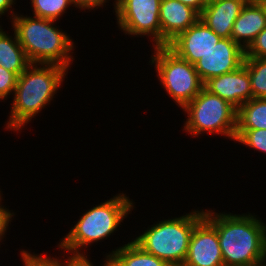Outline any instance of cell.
Wrapping results in <instances>:
<instances>
[{
	"instance_id": "obj_13",
	"label": "cell",
	"mask_w": 266,
	"mask_h": 266,
	"mask_svg": "<svg viewBox=\"0 0 266 266\" xmlns=\"http://www.w3.org/2000/svg\"><path fill=\"white\" fill-rule=\"evenodd\" d=\"M200 19V14L178 0H161L159 20L161 46H167L177 35Z\"/></svg>"
},
{
	"instance_id": "obj_8",
	"label": "cell",
	"mask_w": 266,
	"mask_h": 266,
	"mask_svg": "<svg viewBox=\"0 0 266 266\" xmlns=\"http://www.w3.org/2000/svg\"><path fill=\"white\" fill-rule=\"evenodd\" d=\"M160 4L161 0H116L120 29L130 35H152L155 46H161Z\"/></svg>"
},
{
	"instance_id": "obj_3",
	"label": "cell",
	"mask_w": 266,
	"mask_h": 266,
	"mask_svg": "<svg viewBox=\"0 0 266 266\" xmlns=\"http://www.w3.org/2000/svg\"><path fill=\"white\" fill-rule=\"evenodd\" d=\"M12 27L30 63L56 64L69 68L73 42L55 28L54 20L13 15Z\"/></svg>"
},
{
	"instance_id": "obj_25",
	"label": "cell",
	"mask_w": 266,
	"mask_h": 266,
	"mask_svg": "<svg viewBox=\"0 0 266 266\" xmlns=\"http://www.w3.org/2000/svg\"><path fill=\"white\" fill-rule=\"evenodd\" d=\"M106 263L103 266H113L112 260L109 255L106 256ZM69 266H93L90 260L87 259V256H70V265Z\"/></svg>"
},
{
	"instance_id": "obj_16",
	"label": "cell",
	"mask_w": 266,
	"mask_h": 266,
	"mask_svg": "<svg viewBox=\"0 0 266 266\" xmlns=\"http://www.w3.org/2000/svg\"><path fill=\"white\" fill-rule=\"evenodd\" d=\"M30 64L16 33L12 40L0 27V66L19 77Z\"/></svg>"
},
{
	"instance_id": "obj_17",
	"label": "cell",
	"mask_w": 266,
	"mask_h": 266,
	"mask_svg": "<svg viewBox=\"0 0 266 266\" xmlns=\"http://www.w3.org/2000/svg\"><path fill=\"white\" fill-rule=\"evenodd\" d=\"M113 266H169L165 261L145 252L131 241L109 254Z\"/></svg>"
},
{
	"instance_id": "obj_18",
	"label": "cell",
	"mask_w": 266,
	"mask_h": 266,
	"mask_svg": "<svg viewBox=\"0 0 266 266\" xmlns=\"http://www.w3.org/2000/svg\"><path fill=\"white\" fill-rule=\"evenodd\" d=\"M237 129H266V98H253L238 108Z\"/></svg>"
},
{
	"instance_id": "obj_4",
	"label": "cell",
	"mask_w": 266,
	"mask_h": 266,
	"mask_svg": "<svg viewBox=\"0 0 266 266\" xmlns=\"http://www.w3.org/2000/svg\"><path fill=\"white\" fill-rule=\"evenodd\" d=\"M204 218V211H193L179 218L164 220L133 240L145 252L169 266H182L194 227Z\"/></svg>"
},
{
	"instance_id": "obj_29",
	"label": "cell",
	"mask_w": 266,
	"mask_h": 266,
	"mask_svg": "<svg viewBox=\"0 0 266 266\" xmlns=\"http://www.w3.org/2000/svg\"><path fill=\"white\" fill-rule=\"evenodd\" d=\"M14 0H0V15H3L13 5Z\"/></svg>"
},
{
	"instance_id": "obj_27",
	"label": "cell",
	"mask_w": 266,
	"mask_h": 266,
	"mask_svg": "<svg viewBox=\"0 0 266 266\" xmlns=\"http://www.w3.org/2000/svg\"><path fill=\"white\" fill-rule=\"evenodd\" d=\"M107 0H74V5L78 8L82 9H94L97 6H101L105 3Z\"/></svg>"
},
{
	"instance_id": "obj_22",
	"label": "cell",
	"mask_w": 266,
	"mask_h": 266,
	"mask_svg": "<svg viewBox=\"0 0 266 266\" xmlns=\"http://www.w3.org/2000/svg\"><path fill=\"white\" fill-rule=\"evenodd\" d=\"M22 260L25 266H69L70 258L68 257L67 261L62 263V261H58L57 259L47 258L45 256L32 255L27 251H22ZM64 264V265H63Z\"/></svg>"
},
{
	"instance_id": "obj_10",
	"label": "cell",
	"mask_w": 266,
	"mask_h": 266,
	"mask_svg": "<svg viewBox=\"0 0 266 266\" xmlns=\"http://www.w3.org/2000/svg\"><path fill=\"white\" fill-rule=\"evenodd\" d=\"M182 266H224L217 230L205 218L194 227Z\"/></svg>"
},
{
	"instance_id": "obj_15",
	"label": "cell",
	"mask_w": 266,
	"mask_h": 266,
	"mask_svg": "<svg viewBox=\"0 0 266 266\" xmlns=\"http://www.w3.org/2000/svg\"><path fill=\"white\" fill-rule=\"evenodd\" d=\"M265 27L263 8L259 3L247 2L234 22L231 38L246 50Z\"/></svg>"
},
{
	"instance_id": "obj_26",
	"label": "cell",
	"mask_w": 266,
	"mask_h": 266,
	"mask_svg": "<svg viewBox=\"0 0 266 266\" xmlns=\"http://www.w3.org/2000/svg\"><path fill=\"white\" fill-rule=\"evenodd\" d=\"M0 200H1V194H0ZM1 202V201H0ZM14 214L6 210L4 207L0 206V241L2 240L3 235L6 232V228L11 221Z\"/></svg>"
},
{
	"instance_id": "obj_20",
	"label": "cell",
	"mask_w": 266,
	"mask_h": 266,
	"mask_svg": "<svg viewBox=\"0 0 266 266\" xmlns=\"http://www.w3.org/2000/svg\"><path fill=\"white\" fill-rule=\"evenodd\" d=\"M34 16L43 19L57 20L74 0H31Z\"/></svg>"
},
{
	"instance_id": "obj_6",
	"label": "cell",
	"mask_w": 266,
	"mask_h": 266,
	"mask_svg": "<svg viewBox=\"0 0 266 266\" xmlns=\"http://www.w3.org/2000/svg\"><path fill=\"white\" fill-rule=\"evenodd\" d=\"M183 110L188 114L184 130L193 136L208 131L235 140L238 109L203 88Z\"/></svg>"
},
{
	"instance_id": "obj_12",
	"label": "cell",
	"mask_w": 266,
	"mask_h": 266,
	"mask_svg": "<svg viewBox=\"0 0 266 266\" xmlns=\"http://www.w3.org/2000/svg\"><path fill=\"white\" fill-rule=\"evenodd\" d=\"M204 88L237 109L253 99L250 75L244 64L235 71L210 78Z\"/></svg>"
},
{
	"instance_id": "obj_7",
	"label": "cell",
	"mask_w": 266,
	"mask_h": 266,
	"mask_svg": "<svg viewBox=\"0 0 266 266\" xmlns=\"http://www.w3.org/2000/svg\"><path fill=\"white\" fill-rule=\"evenodd\" d=\"M155 54L151 63L155 64L158 79L166 92L182 109L204 88L194 64L177 56L167 46H153Z\"/></svg>"
},
{
	"instance_id": "obj_5",
	"label": "cell",
	"mask_w": 266,
	"mask_h": 266,
	"mask_svg": "<svg viewBox=\"0 0 266 266\" xmlns=\"http://www.w3.org/2000/svg\"><path fill=\"white\" fill-rule=\"evenodd\" d=\"M132 208V201L123 193L93 207L81 216L59 248L74 252V256H84L79 249L111 235Z\"/></svg>"
},
{
	"instance_id": "obj_19",
	"label": "cell",
	"mask_w": 266,
	"mask_h": 266,
	"mask_svg": "<svg viewBox=\"0 0 266 266\" xmlns=\"http://www.w3.org/2000/svg\"><path fill=\"white\" fill-rule=\"evenodd\" d=\"M253 98H266V58L245 57Z\"/></svg>"
},
{
	"instance_id": "obj_31",
	"label": "cell",
	"mask_w": 266,
	"mask_h": 266,
	"mask_svg": "<svg viewBox=\"0 0 266 266\" xmlns=\"http://www.w3.org/2000/svg\"><path fill=\"white\" fill-rule=\"evenodd\" d=\"M248 2H251V3H260L261 1L263 0H247Z\"/></svg>"
},
{
	"instance_id": "obj_1",
	"label": "cell",
	"mask_w": 266,
	"mask_h": 266,
	"mask_svg": "<svg viewBox=\"0 0 266 266\" xmlns=\"http://www.w3.org/2000/svg\"><path fill=\"white\" fill-rule=\"evenodd\" d=\"M216 214V215H215ZM217 230L224 266L261 265L266 260V225L248 215L204 211Z\"/></svg>"
},
{
	"instance_id": "obj_30",
	"label": "cell",
	"mask_w": 266,
	"mask_h": 266,
	"mask_svg": "<svg viewBox=\"0 0 266 266\" xmlns=\"http://www.w3.org/2000/svg\"><path fill=\"white\" fill-rule=\"evenodd\" d=\"M259 4L263 8L265 16H266V0L261 1Z\"/></svg>"
},
{
	"instance_id": "obj_11",
	"label": "cell",
	"mask_w": 266,
	"mask_h": 266,
	"mask_svg": "<svg viewBox=\"0 0 266 266\" xmlns=\"http://www.w3.org/2000/svg\"><path fill=\"white\" fill-rule=\"evenodd\" d=\"M219 40L220 37L199 19L186 31L177 35L167 47L180 58L194 64Z\"/></svg>"
},
{
	"instance_id": "obj_28",
	"label": "cell",
	"mask_w": 266,
	"mask_h": 266,
	"mask_svg": "<svg viewBox=\"0 0 266 266\" xmlns=\"http://www.w3.org/2000/svg\"><path fill=\"white\" fill-rule=\"evenodd\" d=\"M183 4L190 6L194 10H196L199 14L203 11L207 4V0H178Z\"/></svg>"
},
{
	"instance_id": "obj_24",
	"label": "cell",
	"mask_w": 266,
	"mask_h": 266,
	"mask_svg": "<svg viewBox=\"0 0 266 266\" xmlns=\"http://www.w3.org/2000/svg\"><path fill=\"white\" fill-rule=\"evenodd\" d=\"M245 57L266 58V27L245 50Z\"/></svg>"
},
{
	"instance_id": "obj_14",
	"label": "cell",
	"mask_w": 266,
	"mask_h": 266,
	"mask_svg": "<svg viewBox=\"0 0 266 266\" xmlns=\"http://www.w3.org/2000/svg\"><path fill=\"white\" fill-rule=\"evenodd\" d=\"M247 0H213L200 13L204 22L220 38H231L233 25Z\"/></svg>"
},
{
	"instance_id": "obj_9",
	"label": "cell",
	"mask_w": 266,
	"mask_h": 266,
	"mask_svg": "<svg viewBox=\"0 0 266 266\" xmlns=\"http://www.w3.org/2000/svg\"><path fill=\"white\" fill-rule=\"evenodd\" d=\"M245 59V50L232 38H220L217 44L194 63V67L205 83L210 78L235 71Z\"/></svg>"
},
{
	"instance_id": "obj_2",
	"label": "cell",
	"mask_w": 266,
	"mask_h": 266,
	"mask_svg": "<svg viewBox=\"0 0 266 266\" xmlns=\"http://www.w3.org/2000/svg\"><path fill=\"white\" fill-rule=\"evenodd\" d=\"M41 66L31 63L17 78L7 129L20 130L38 114L53 99L67 72L56 64Z\"/></svg>"
},
{
	"instance_id": "obj_23",
	"label": "cell",
	"mask_w": 266,
	"mask_h": 266,
	"mask_svg": "<svg viewBox=\"0 0 266 266\" xmlns=\"http://www.w3.org/2000/svg\"><path fill=\"white\" fill-rule=\"evenodd\" d=\"M18 76L0 66V99H6L15 91Z\"/></svg>"
},
{
	"instance_id": "obj_21",
	"label": "cell",
	"mask_w": 266,
	"mask_h": 266,
	"mask_svg": "<svg viewBox=\"0 0 266 266\" xmlns=\"http://www.w3.org/2000/svg\"><path fill=\"white\" fill-rule=\"evenodd\" d=\"M235 141L266 153V129H236Z\"/></svg>"
}]
</instances>
